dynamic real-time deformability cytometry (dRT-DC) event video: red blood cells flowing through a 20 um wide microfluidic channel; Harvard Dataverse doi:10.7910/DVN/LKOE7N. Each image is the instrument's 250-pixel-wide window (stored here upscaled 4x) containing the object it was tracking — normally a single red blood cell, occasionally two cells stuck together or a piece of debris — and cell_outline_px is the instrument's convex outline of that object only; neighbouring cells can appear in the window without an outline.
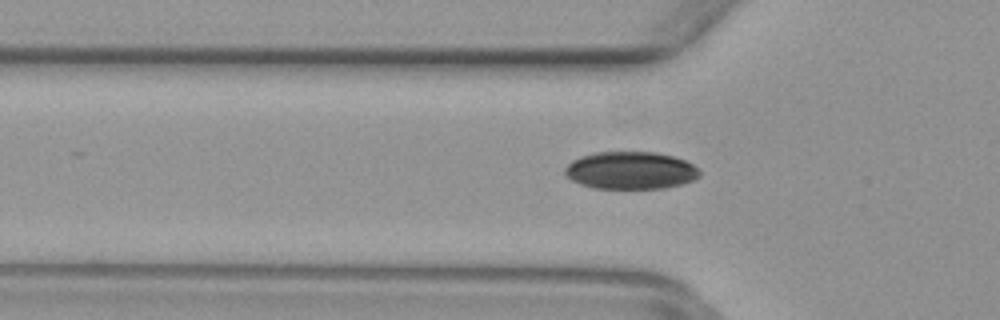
{"species": "common noctule bat (a hibernating species)", "species_latin": "Nyctalus noctula", "temperature_condition": "warm", "stored_images_in_passage": 41, "camera_frame_rate_fps": 3000, "um_per_image_px": 0.085, "animal": {"sex": "female", "body_mass_g": 29.2, "forearm_length_mm": 56.3}, "frame": {"image": 1, "passage_image": 16, "time_ms": 5.0, "image_size_px": [1000, 320], "cell_outline_px": [[700, 176], [692, 180], [680, 184], [664, 188], [596, 188], [580, 184], [572, 180], [564, 172], [564, 168], [572, 160], [580, 156], [592, 152], [656, 152], [672, 156], [684, 160], [692, 164], [700, 172]], "centroid_in_image_um": [53.57, 14.47], "position_along_channel_um": 72.2, "area_um2": 29.3}}
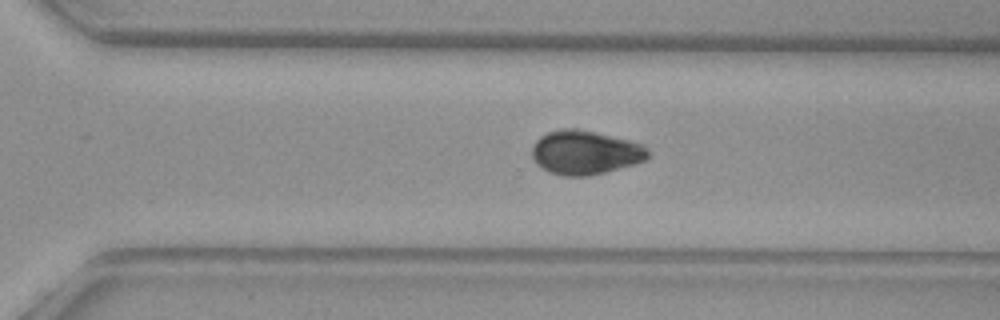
{"frame": {"image": 2, "passage_image": 34, "time_ms": 11.0, "image_size_px": [1000, 320], "cell_outline_px": [[648, 156], [644, 160], [632, 164], [604, 172], [588, 176], [564, 176], [548, 172], [540, 168], [536, 164], [532, 156], [532, 148], [536, 140], [540, 136], [548, 132], [560, 128], [576, 128], [628, 140], [640, 144], [648, 148]], "centroid_in_image_um": [49.67, 12.96], "position_along_channel_um": 320.9, "area_um2": 29.54}}
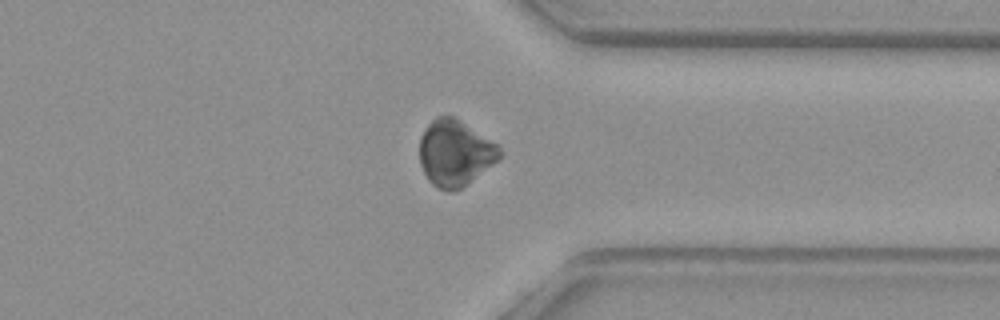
{"frame": {"image": 3, "passage_image": 38, "time_ms": 12.333, "image_size_px": [1000, 320], "cell_outline_px": [[500, 156], [492, 164], [460, 188], [452, 192], [448, 192], [436, 188], [428, 180], [420, 164], [420, 136], [428, 124], [436, 116], [452, 116], [460, 120], [500, 144]], "centroid_in_image_um": [38.66, 12.99], "position_along_channel_um": 372.7, "area_um2": 30.69}}